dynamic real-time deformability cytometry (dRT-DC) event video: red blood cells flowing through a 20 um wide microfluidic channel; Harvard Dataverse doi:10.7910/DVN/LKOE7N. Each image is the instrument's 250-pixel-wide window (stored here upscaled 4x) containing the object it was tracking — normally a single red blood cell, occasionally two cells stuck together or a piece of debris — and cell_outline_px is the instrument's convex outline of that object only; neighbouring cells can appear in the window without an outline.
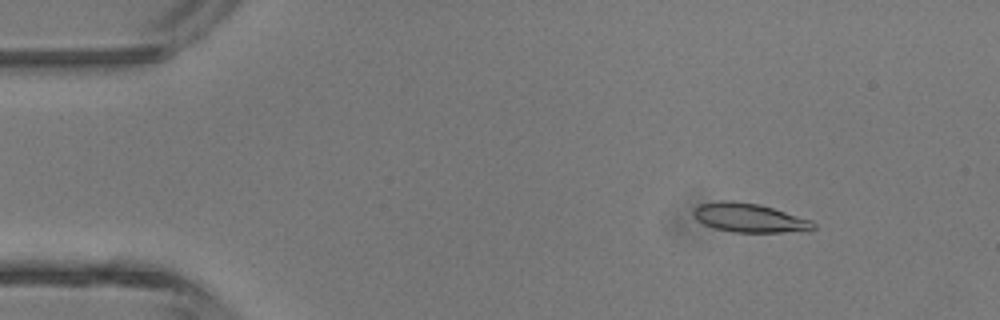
{"species": "common noctule bat (a hibernating species)", "species_latin": "Nyctalus noctula", "temperature_condition": "room temperature", "stored_images_in_passage": 3, "camera_frame_rate_fps": 3000, "um_per_image_px": 0.085, "animal": {"sex": "male", "body_mass_g": 13.3}, "frame": {"image": 1, "passage_image": 1, "time_ms": 0.0, "image_size_px": [1000, 320], "cell_outline_px": [[816, 228], [808, 232], [732, 232], [712, 228], [696, 220], [692, 216], [692, 208], [700, 204], [720, 200], [732, 200], [760, 204], [812, 220], [816, 224]], "centroid_in_image_um": [63.69, 18.52], "position_along_channel_um": 21.3, "area_um2": 20.75}}
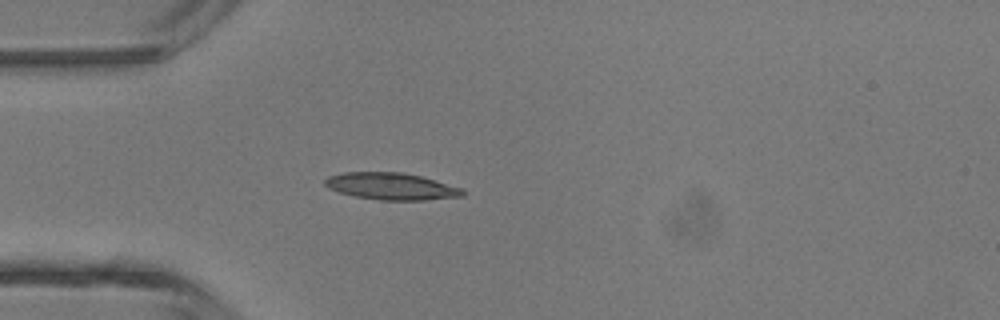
{"frame": {"image": 2, "passage_image": 3, "time_ms": 2.333, "image_size_px": [1000, 320], "cell_outline_px": [[464, 196], [424, 200], [380, 200], [352, 196], [328, 188], [324, 184], [324, 180], [328, 176], [344, 172], [400, 172], [420, 176], [464, 188]], "centroid_in_image_um": [33.25, 15.84], "position_along_channel_um": 51.7, "area_um2": 21.68}}